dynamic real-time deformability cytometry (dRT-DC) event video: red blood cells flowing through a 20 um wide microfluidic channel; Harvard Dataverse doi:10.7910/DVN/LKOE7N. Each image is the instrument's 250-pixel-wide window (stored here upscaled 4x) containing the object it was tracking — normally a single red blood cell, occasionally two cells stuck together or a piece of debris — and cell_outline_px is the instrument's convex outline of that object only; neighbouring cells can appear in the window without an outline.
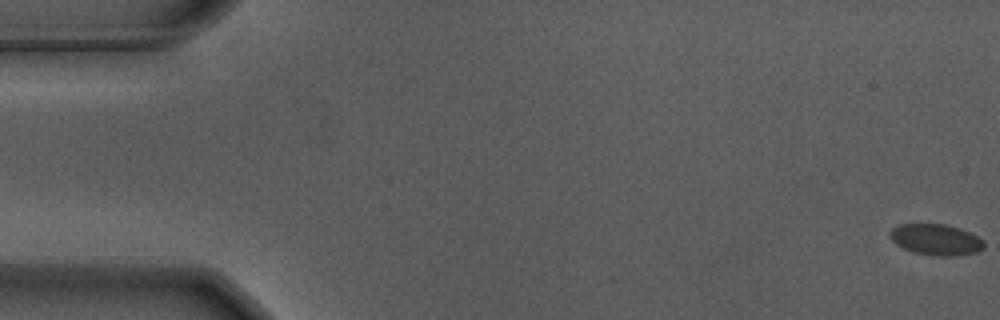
{"species": "Egyptian fruit bat (a non-hibernating species)", "species_latin": "Rousettus aegyptiacus", "temperature_condition": "warm", "stored_images_in_passage": 11, "camera_frame_rate_fps": 3000, "um_per_image_px": 0.085, "animal": {"sex": "male"}, "frame": {"image": 1, "passage_image": 1, "time_ms": 0.0, "image_size_px": [1000, 320], "cell_outline_px": [[984, 248], [976, 252], [960, 256], [936, 256], [912, 252], [896, 244], [888, 236], [888, 232], [892, 228], [900, 224], [944, 224], [960, 228], [984, 240]], "centroid_in_image_um": [79.54, 20.37], "position_along_channel_um": 5.5, "area_um2": 17.17}}